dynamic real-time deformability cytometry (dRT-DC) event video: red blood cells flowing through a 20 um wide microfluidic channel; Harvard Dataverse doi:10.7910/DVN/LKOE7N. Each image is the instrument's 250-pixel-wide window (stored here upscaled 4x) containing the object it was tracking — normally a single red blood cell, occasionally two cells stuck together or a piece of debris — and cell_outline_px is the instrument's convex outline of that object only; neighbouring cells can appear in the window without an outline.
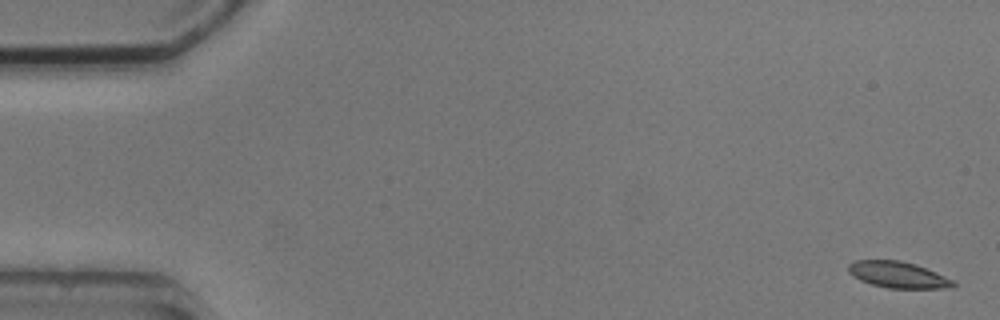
{"species": "common noctule bat (a hibernating species)", "species_latin": "Nyctalus noctula", "temperature_condition": "cold", "stored_images_in_passage": 4, "camera_frame_rate_fps": 3000, "um_per_image_px": 0.085, "animal": {"sex": "male", "body_mass_g": 20.5, "forearm_length_mm": 52.5}, "frame": {"image": 1, "passage_image": 1, "time_ms": 0.0, "image_size_px": [1000, 320], "cell_outline_px": [[956, 284], [952, 288], [888, 288], [872, 284], [860, 280], [848, 272], [848, 264], [856, 260], [900, 260], [916, 264], [936, 272], [952, 280]], "centroid_in_image_um": [76.32, 23.35], "position_along_channel_um": 8.7, "area_um2": 16.01}}
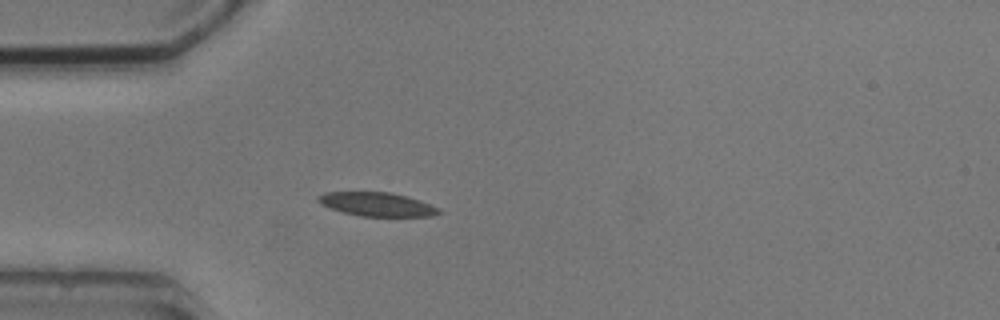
{"frame": {"image": 2, "passage_image": 4, "time_ms": 4.667, "image_size_px": [1000, 320], "cell_outline_px": [[440, 212], [432, 216], [360, 216], [344, 212], [320, 204], [316, 200], [316, 196], [324, 192], [388, 192], [404, 196], [440, 208]], "centroid_in_image_um": [31.97, 17.36], "position_along_channel_um": 53.0, "area_um2": 16.42}}